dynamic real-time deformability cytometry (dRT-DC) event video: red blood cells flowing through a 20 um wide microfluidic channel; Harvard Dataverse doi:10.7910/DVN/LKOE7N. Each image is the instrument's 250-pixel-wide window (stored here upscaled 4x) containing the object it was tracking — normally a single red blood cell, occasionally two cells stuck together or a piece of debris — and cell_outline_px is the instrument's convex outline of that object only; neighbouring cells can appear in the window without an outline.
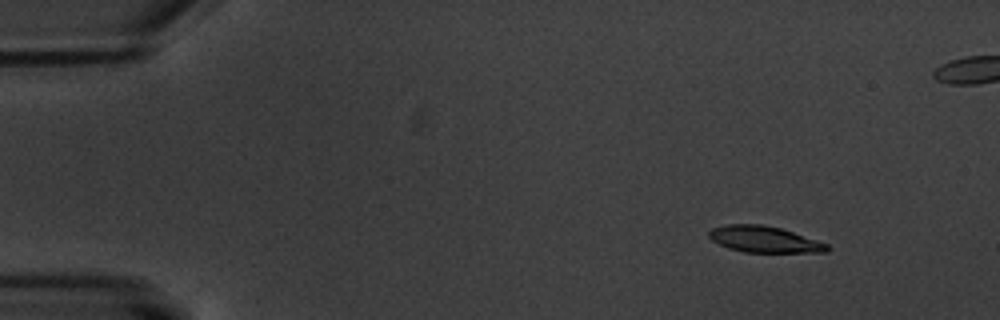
{"species": "common noctule bat (a hibernating species)", "species_latin": "Nyctalus noctula", "temperature_condition": "warm", "stored_images_in_passage": 7, "camera_frame_rate_fps": 3000, "um_per_image_px": 0.085, "animal": {"sex": "male", "body_mass_g": 20.1, "forearm_length_mm": 53.5}, "frame": {"image": 1, "passage_image": 1, "time_ms": 0.0, "image_size_px": [1000, 320], "cell_outline_px": [[832, 248], [828, 252], [744, 252], [728, 248], [712, 240], [708, 236], [708, 232], [712, 228], [728, 224], [764, 224], [780, 228], [828, 244]], "centroid_in_image_um": [64.96, 20.34], "position_along_channel_um": 20.0, "area_um2": 18.03}}